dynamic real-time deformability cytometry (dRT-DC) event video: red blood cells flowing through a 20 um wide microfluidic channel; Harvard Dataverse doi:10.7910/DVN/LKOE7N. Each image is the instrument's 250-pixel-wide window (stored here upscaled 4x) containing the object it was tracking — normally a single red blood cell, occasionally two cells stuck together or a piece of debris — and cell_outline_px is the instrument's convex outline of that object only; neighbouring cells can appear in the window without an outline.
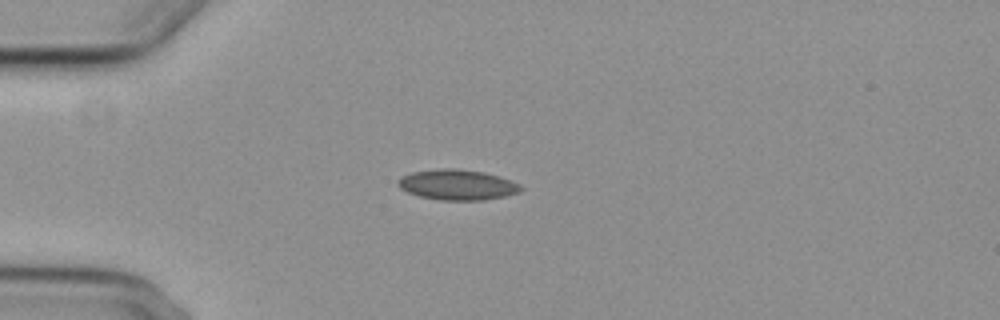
{"species": "common noctule bat (a hibernating species)", "species_latin": "Nyctalus noctula", "temperature_condition": "cold", "stored_images_in_passage": 1, "camera_frame_rate_fps": 3000, "um_per_image_px": 0.085, "animal": {"sex": "female", "body_mass_g": 29.2, "forearm_length_mm": 56.3}, "frame": {"image": 1, "passage_image": 1, "time_ms": 0.0, "image_size_px": [1000, 320], "cell_outline_px": [[524, 188], [520, 192], [504, 196], [484, 200], [440, 200], [420, 196], [408, 192], [400, 188], [396, 184], [396, 180], [412, 172], [440, 168], [456, 168], [484, 172], [520, 184]], "centroid_in_image_um": [38.86, 15.7], "position_along_channel_um": 46.1, "area_um2": 21.68}}